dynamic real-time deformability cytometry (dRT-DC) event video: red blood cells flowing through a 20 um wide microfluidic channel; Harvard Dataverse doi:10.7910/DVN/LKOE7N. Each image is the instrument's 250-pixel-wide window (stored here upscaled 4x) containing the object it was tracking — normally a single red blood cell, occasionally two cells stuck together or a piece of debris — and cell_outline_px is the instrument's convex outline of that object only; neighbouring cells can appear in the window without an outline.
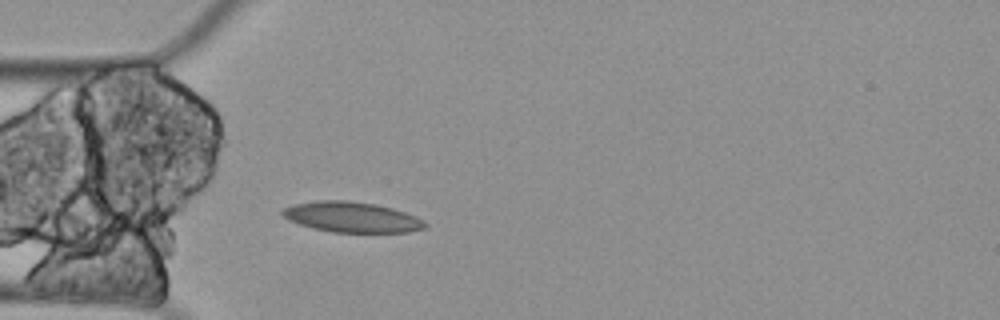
{"species": "Egyptian fruit bat (a non-hibernating species)", "species_latin": "Rousettus aegyptiacus", "temperature_condition": "cold", "stored_images_in_passage": 5, "camera_frame_rate_fps": 3000, "um_per_image_px": 0.085, "animal": {"sex": "female"}, "frame": {"image": 1, "passage_image": 5, "time_ms": 1.333, "image_size_px": [1000, 320], "cell_outline_px": [[428, 224], [424, 228], [408, 232], [332, 232], [312, 228], [288, 220], [280, 212], [284, 208], [292, 204], [320, 200], [348, 200], [372, 204], [392, 208], [416, 216]], "centroid_in_image_um": [29.88, 18.45], "position_along_channel_um": 55.1, "area_um2": 25.14}}